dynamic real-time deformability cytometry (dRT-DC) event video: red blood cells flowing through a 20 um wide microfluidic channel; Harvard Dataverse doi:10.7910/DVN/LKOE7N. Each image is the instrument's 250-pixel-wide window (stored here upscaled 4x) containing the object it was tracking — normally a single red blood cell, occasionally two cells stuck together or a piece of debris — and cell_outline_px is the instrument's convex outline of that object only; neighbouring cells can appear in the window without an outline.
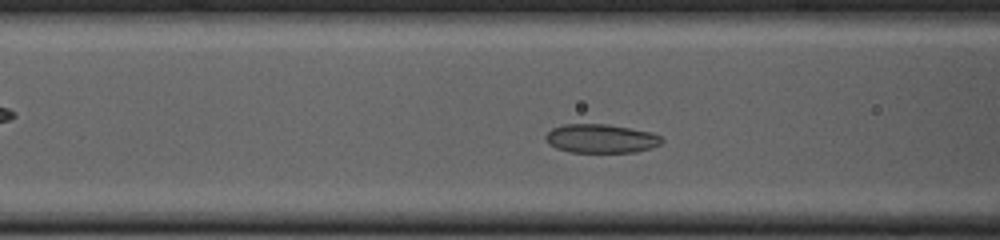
{"species": "common noctule bat (a hibernating species)", "species_latin": "Nyctalus noctula", "temperature_condition": "cold", "stored_images_in_passage": 39, "camera_frame_rate_fps": 3000, "um_per_image_px": 0.085, "animal": {"sex": "female", "body_mass_g": 23.0, "forearm_length_mm": 53.4}, "frame": {"image": 1, "passage_image": 11, "time_ms": 3.333, "image_size_px": [1000, 240], "cell_outline_px": [[664, 140], [660, 144], [636, 152], [568, 152], [556, 148], [548, 144], [544, 140], [544, 136], [552, 128], [564, 124], [608, 124], [652, 132], [660, 136]], "centroid_in_image_um": [51.04, 11.77], "position_along_channel_um": 115.6, "area_um2": 19.59}}
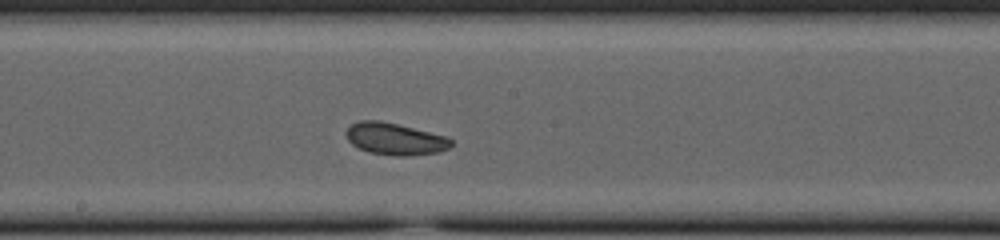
{"frame": {"image": 2, "passage_image": 19, "time_ms": 6.0, "image_size_px": [1000, 240], "cell_outline_px": [[452, 144], [448, 148], [436, 152], [408, 156], [396, 156], [368, 152], [352, 144], [348, 140], [344, 132], [352, 124], [360, 120], [380, 120], [448, 136], [452, 140]], "centroid_in_image_um": [33.56, 11.8], "position_along_channel_um": 214.6, "area_um2": 19.54}}
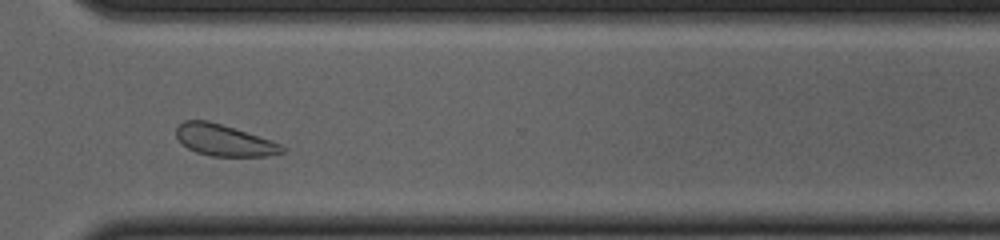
{"frame": {"image": 3, "passage_image": 30, "time_ms": 9.667, "image_size_px": [1000, 240], "cell_outline_px": [[288, 148], [284, 152], [268, 156], [212, 156], [196, 152], [180, 144], [176, 136], [176, 128], [184, 120], [208, 120], [272, 140]], "centroid_in_image_um": [19.05, 11.93], "position_along_channel_um": 351.6, "area_um2": 19.48}, "authors_computed_cell_mechanics": {"area_um2": 19.7098, "velocity_mm_per_s": 3.7227, "shape_relaxation_time_tau1_ms": null, "shape_relaxation_time_tau2_ms": 4.6058, "deformation_change_tau1": null, "deformation_change_tau2": 0.0882}}